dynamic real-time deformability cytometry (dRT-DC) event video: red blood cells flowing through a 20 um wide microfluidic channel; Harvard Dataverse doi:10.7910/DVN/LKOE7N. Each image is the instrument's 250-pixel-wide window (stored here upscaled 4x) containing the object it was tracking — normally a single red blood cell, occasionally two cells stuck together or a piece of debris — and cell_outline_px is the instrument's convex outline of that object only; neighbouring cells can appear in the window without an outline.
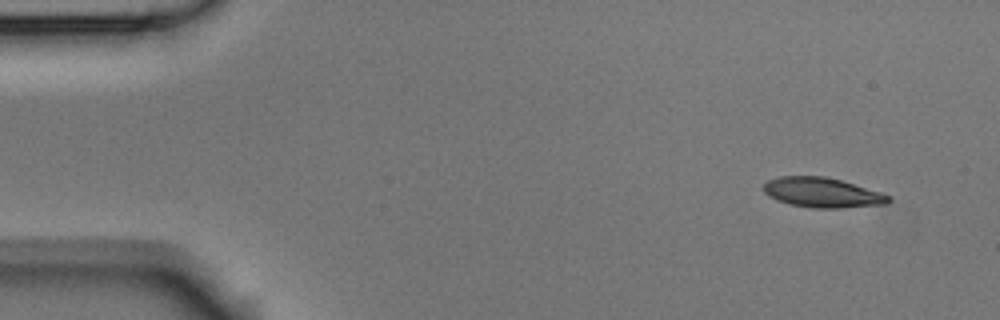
{"species": "Egyptian fruit bat (a non-hibernating species)", "species_latin": "Rousettus aegyptiacus", "temperature_condition": "room temperature", "stored_images_in_passage": 2, "camera_frame_rate_fps": 3000, "um_per_image_px": 0.085, "animal": {"sex": "male"}, "frame": {"image": 1, "passage_image": 1, "time_ms": 0.0, "image_size_px": [1000, 320], "cell_outline_px": [[892, 200], [888, 204], [840, 208], [812, 208], [788, 204], [776, 200], [768, 196], [764, 192], [764, 184], [768, 180], [780, 176], [824, 176], [840, 180], [880, 192], [888, 196]], "centroid_in_image_um": [69.87, 16.38], "position_along_channel_um": 15.1, "area_um2": 21.73}}